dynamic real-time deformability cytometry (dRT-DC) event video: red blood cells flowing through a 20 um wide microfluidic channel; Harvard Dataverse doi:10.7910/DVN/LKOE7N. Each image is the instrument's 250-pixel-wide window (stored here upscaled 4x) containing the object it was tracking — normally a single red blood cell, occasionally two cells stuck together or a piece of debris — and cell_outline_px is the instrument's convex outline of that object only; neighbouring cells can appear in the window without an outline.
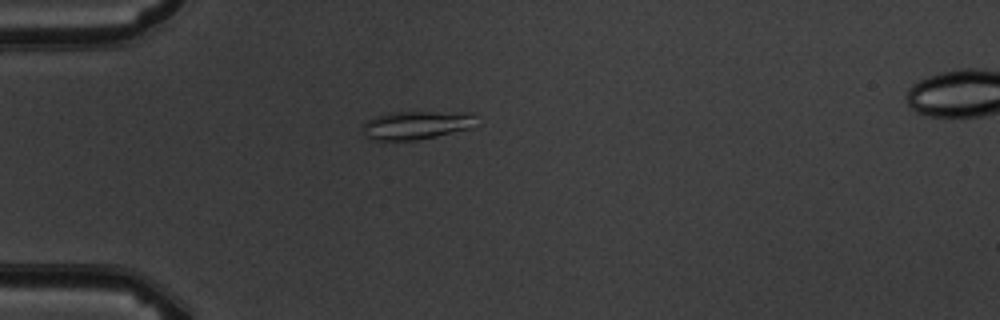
{"species": "common noctule bat (a hibernating species)", "species_latin": "Nyctalus noctula", "temperature_condition": "warm", "stored_images_in_passage": 2, "camera_frame_rate_fps": 3000, "um_per_image_px": 0.085, "animal": {"sex": "male", "body_mass_g": 19.5, "forearm_length_mm": 54.6}, "frame": {"image": 1, "passage_image": 1, "time_ms": 0.0, "image_size_px": [1000, 320], "cell_outline_px": [[472, 128], [436, 136], [416, 140], [372, 140], [364, 132], [364, 124], [368, 120], [376, 116], [392, 112], [472, 112]], "centroid_in_image_um": [35.38, 10.63], "position_along_channel_um": 49.6, "area_um2": 18.38}}